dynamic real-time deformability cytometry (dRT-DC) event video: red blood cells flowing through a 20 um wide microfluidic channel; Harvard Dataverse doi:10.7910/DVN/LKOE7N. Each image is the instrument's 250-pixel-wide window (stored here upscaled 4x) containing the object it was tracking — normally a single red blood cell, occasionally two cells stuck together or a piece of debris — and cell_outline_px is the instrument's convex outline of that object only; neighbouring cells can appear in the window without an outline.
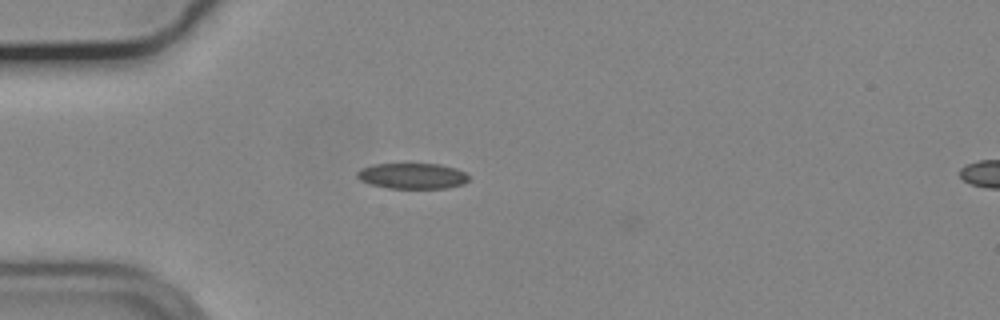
{"species": "common noctule bat (a hibernating species)", "species_latin": "Nyctalus noctula", "temperature_condition": "cold", "stored_images_in_passage": 37, "camera_frame_rate_fps": 3000, "um_per_image_px": 0.085, "animal": {"sex": "male", "body_mass_g": 19.2, "forearm_length_mm": 51.8}, "frame": {"image": 1, "passage_image": 4, "time_ms": 1.0, "image_size_px": [1000, 320], "cell_outline_px": [[468, 180], [464, 184], [448, 188], [388, 188], [372, 184], [360, 180], [356, 176], [356, 172], [360, 168], [376, 164], [440, 164], [456, 168], [464, 172], [468, 176]], "centroid_in_image_um": [35.05, 14.95], "position_along_channel_um": 49.9, "area_um2": 16.7}}
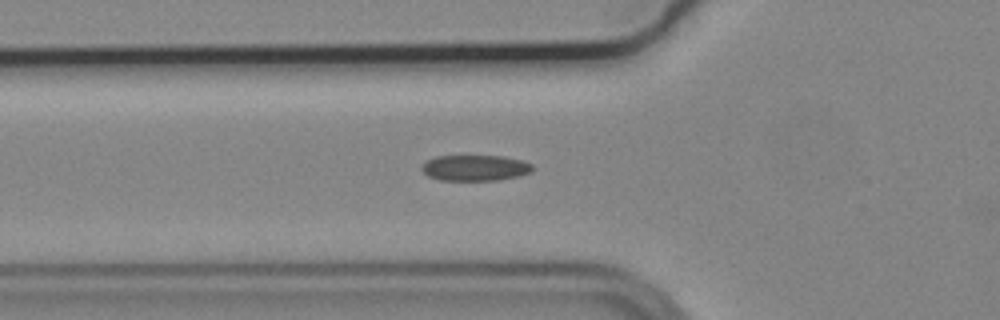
{"frame": {"image": 2, "passage_image": 8, "time_ms": 2.333, "image_size_px": [1000, 320], "cell_outline_px": [[532, 172], [520, 176], [496, 180], [440, 180], [428, 176], [420, 168], [428, 160], [436, 156], [504, 156], [520, 160], [532, 164]], "centroid_in_image_um": [40.4, 14.27], "position_along_channel_um": 85.4, "area_um2": 16.59}}
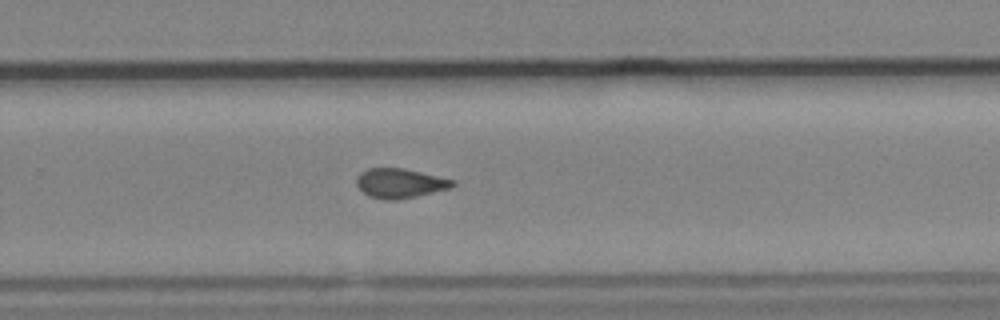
{"frame": {"image": 3, "passage_image": 25, "time_ms": 8.0, "image_size_px": [1000, 320], "cell_outline_px": [[456, 184], [452, 188], [416, 196], [396, 200], [384, 200], [368, 196], [356, 184], [356, 176], [360, 172], [368, 168], [404, 168], [456, 180]], "centroid_in_image_um": [34.01, 15.57], "position_along_channel_um": 295.8, "area_um2": 16.7}, "authors_computed_cell_mechanics": {"area_um2": 16.7042, "velocity_mm_per_s": 3.7084, "shape_relaxation_time_tau1_ms": 8.9195, "shape_relaxation_time_tau2_ms": 2.8554, "deformation_change_tau1": 0.1653, "deformation_change_tau2": 0.0909}}